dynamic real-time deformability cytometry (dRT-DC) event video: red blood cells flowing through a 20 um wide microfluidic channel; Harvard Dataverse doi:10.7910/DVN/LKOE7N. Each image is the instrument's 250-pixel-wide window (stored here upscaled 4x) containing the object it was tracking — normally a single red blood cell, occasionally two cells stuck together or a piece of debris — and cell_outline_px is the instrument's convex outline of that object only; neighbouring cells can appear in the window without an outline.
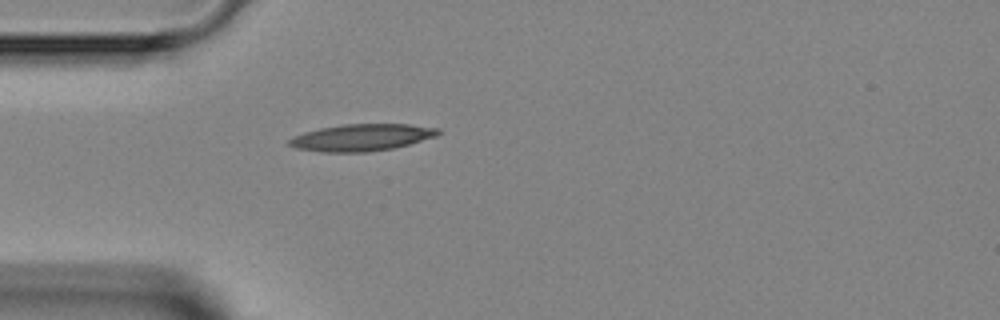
{"species": "Egyptian fruit bat (a non-hibernating species)", "species_latin": "Rousettus aegyptiacus", "temperature_condition": "room temperature", "stored_images_in_passage": 1, "camera_frame_rate_fps": 3000, "um_per_image_px": 0.085, "animal": {"sex": "female"}, "frame": {"image": 1, "passage_image": 1, "time_ms": 0.0, "image_size_px": [1000, 320], "cell_outline_px": [[440, 132], [436, 136], [408, 144], [392, 148], [368, 152], [320, 152], [296, 148], [288, 144], [288, 140], [292, 136], [304, 132], [320, 128], [344, 124], [408, 124], [440, 128]], "centroid_in_image_um": [30.71, 11.68], "position_along_channel_um": 54.3, "area_um2": 23.29}}